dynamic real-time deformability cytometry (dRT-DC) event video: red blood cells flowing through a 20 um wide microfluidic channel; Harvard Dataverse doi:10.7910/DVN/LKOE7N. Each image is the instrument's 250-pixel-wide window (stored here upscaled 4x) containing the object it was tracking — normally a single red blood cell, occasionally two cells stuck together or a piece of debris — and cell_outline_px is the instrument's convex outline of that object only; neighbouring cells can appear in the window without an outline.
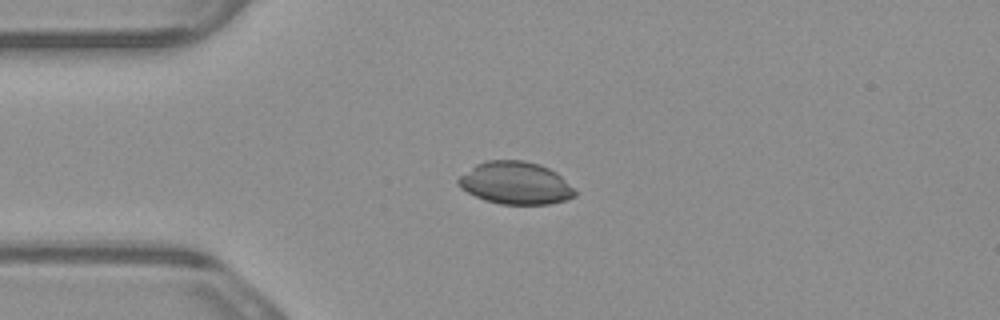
{"species": "common noctule bat (a hibernating species)", "species_latin": "Nyctalus noctula", "temperature_condition": "warm", "stored_images_in_passage": 4, "camera_frame_rate_fps": 3000, "um_per_image_px": 0.085, "animal": {"sex": "male", "body_mass_g": 23.1, "forearm_length_mm": 52.7}, "frame": {"image": 1, "passage_image": 3, "time_ms": 0.667, "image_size_px": [1000, 320], "cell_outline_px": [[576, 196], [564, 200], [548, 204], [500, 204], [484, 200], [460, 188], [456, 184], [456, 180], [460, 176], [476, 164], [488, 160], [524, 160], [540, 164], [556, 172], [576, 192]], "centroid_in_image_um": [43.78, 15.55], "position_along_channel_um": 41.2, "area_um2": 28.73}}